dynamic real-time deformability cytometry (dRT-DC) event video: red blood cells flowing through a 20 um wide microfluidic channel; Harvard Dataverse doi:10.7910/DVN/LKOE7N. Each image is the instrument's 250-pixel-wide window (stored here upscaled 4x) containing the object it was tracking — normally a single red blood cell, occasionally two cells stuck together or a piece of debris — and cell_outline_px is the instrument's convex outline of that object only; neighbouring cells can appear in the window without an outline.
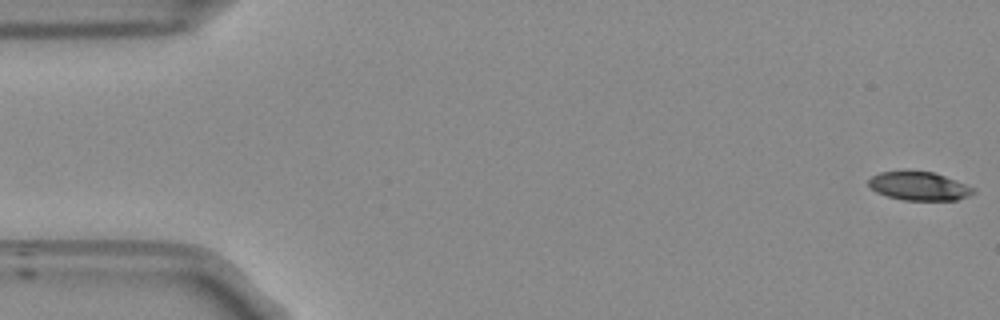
{"species": "Egyptian fruit bat (a non-hibernating species)", "species_latin": "Rousettus aegyptiacus", "temperature_condition": "room temperature", "stored_images_in_passage": 53, "camera_frame_rate_fps": 3000, "um_per_image_px": 0.085, "frame": {"image": 1, "passage_image": 1, "time_ms": 0.0, "image_size_px": [1000, 320], "cell_outline_px": [[976, 192], [968, 196], [956, 200], [904, 200], [888, 196], [876, 192], [868, 184], [868, 180], [872, 176], [880, 172], [932, 172], [944, 176], [976, 188]], "centroid_in_image_um": [78.14, 15.83], "position_along_channel_um": 6.9, "area_um2": 17.11}}
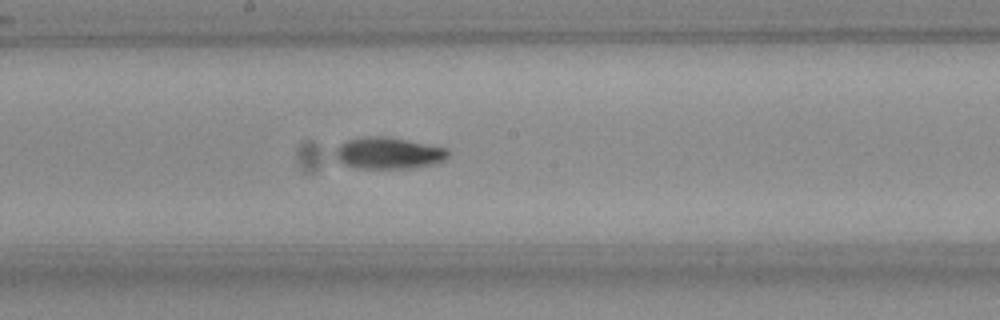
{"frame": {"image": 2, "passage_image": 28, "time_ms": 9.0, "image_size_px": [1000, 320], "cell_outline_px": [[448, 156], [444, 160], [432, 164], [412, 168], [360, 168], [344, 164], [336, 160], [332, 152], [340, 144], [348, 140], [368, 136], [384, 136], [448, 148]], "centroid_in_image_um": [32.97, 13.02], "position_along_channel_um": 215.2, "area_um2": 20.69}}
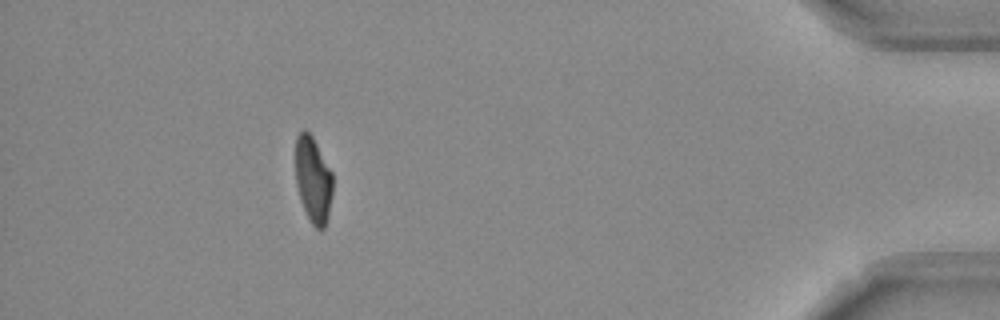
{"frame": {"image": 3, "passage_image": 48, "time_ms": 15.667, "image_size_px": [1000, 320], "cell_outline_px": [[332, 192], [328, 216], [324, 228], [316, 228], [312, 224], [300, 200], [296, 184], [296, 136], [304, 128], [312, 136], [332, 172]], "centroid_in_image_um": [26.61, 15.26], "position_along_channel_um": 408.6, "area_um2": 18.44}, "authors_computed_cell_mechanics": {"area_um2": 19.4786, "velocity_mm_per_s": 3.8067, "shape_relaxation_time_tau1_ms": 3.9824, "shape_relaxation_time_tau2_ms": null, "deformation_change_tau1": 0.1852, "deformation_change_tau2": null}}